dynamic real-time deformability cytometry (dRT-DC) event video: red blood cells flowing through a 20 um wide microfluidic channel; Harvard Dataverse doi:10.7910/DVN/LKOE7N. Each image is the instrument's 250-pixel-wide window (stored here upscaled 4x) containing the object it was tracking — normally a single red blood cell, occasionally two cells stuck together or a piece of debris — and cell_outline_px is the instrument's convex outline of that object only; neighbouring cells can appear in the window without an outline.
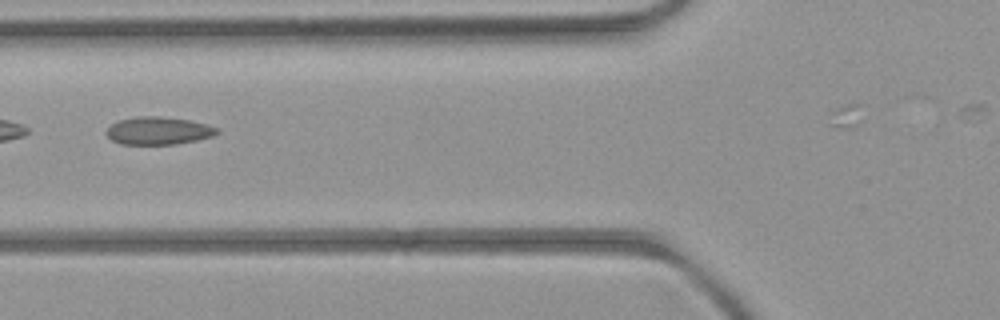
{"species": "common noctule bat (a hibernating species)", "species_latin": "Nyctalus noctula", "temperature_condition": "room temperature", "stored_images_in_passage": 4, "camera_frame_rate_fps": 3000, "um_per_image_px": 0.085, "animal": {"sex": "female", "body_mass_g": 21.9}, "frame": {"image": 1, "passage_image": 2, "time_ms": 1.333, "image_size_px": [1000, 320], "cell_outline_px": [[220, 132], [212, 136], [196, 140], [176, 144], [120, 144], [112, 140], [104, 132], [112, 124], [120, 120], [136, 116], [160, 116], [188, 120], [204, 124], [216, 128]], "centroid_in_image_um": [13.43, 11.11], "position_along_channel_um": 112.4, "area_um2": 17.69}}
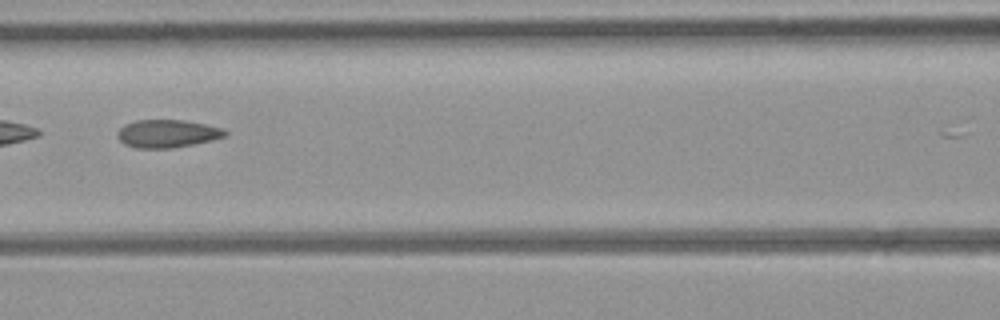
{"frame": {"image": 2, "passage_image": 3, "time_ms": 2.333, "image_size_px": [1000, 320], "cell_outline_px": [[228, 132], [224, 136], [212, 140], [172, 148], [136, 148], [124, 144], [116, 136], [116, 132], [120, 128], [136, 120], [184, 120], [204, 124], [220, 128]], "centroid_in_image_um": [14.18, 11.36], "position_along_channel_um": 152.4, "area_um2": 17.28}}